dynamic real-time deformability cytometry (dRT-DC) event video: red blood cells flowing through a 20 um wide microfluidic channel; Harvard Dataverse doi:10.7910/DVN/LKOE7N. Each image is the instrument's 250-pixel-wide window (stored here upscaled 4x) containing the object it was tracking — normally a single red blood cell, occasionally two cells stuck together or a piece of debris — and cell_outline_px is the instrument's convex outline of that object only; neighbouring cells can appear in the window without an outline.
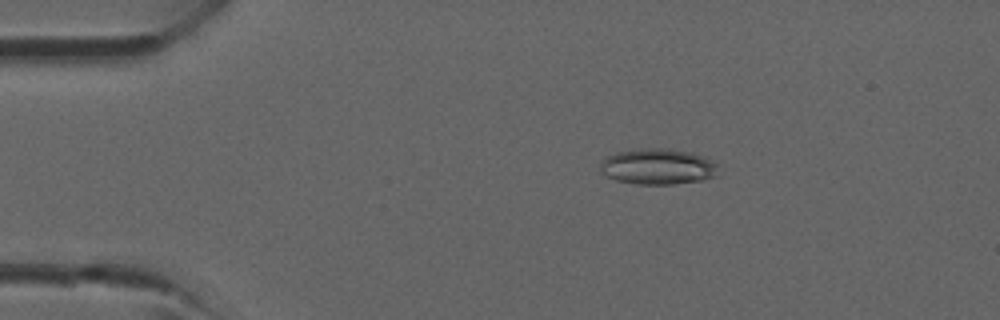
{"species": "common noctule bat (a hibernating species)", "species_latin": "Nyctalus noctula", "temperature_condition": "room temperature", "stored_images_in_passage": 40, "camera_frame_rate_fps": 3000, "um_per_image_px": 0.085, "animal": {"sex": "male", "forearm_length_mm": 52.5}, "frame": {"image": 1, "passage_image": 7, "time_ms": 2.0, "image_size_px": [1000, 320], "cell_outline_px": [[720, 176], [700, 180], [672, 184], [636, 184], [616, 180], [604, 176], [600, 172], [600, 160], [604, 156], [616, 152], [640, 148], [668, 148], [692, 152], [704, 156], [712, 160], [716, 164]], "centroid_in_image_um": [55.89, 14.15], "position_along_channel_um": 29.1, "area_um2": 25.2}}
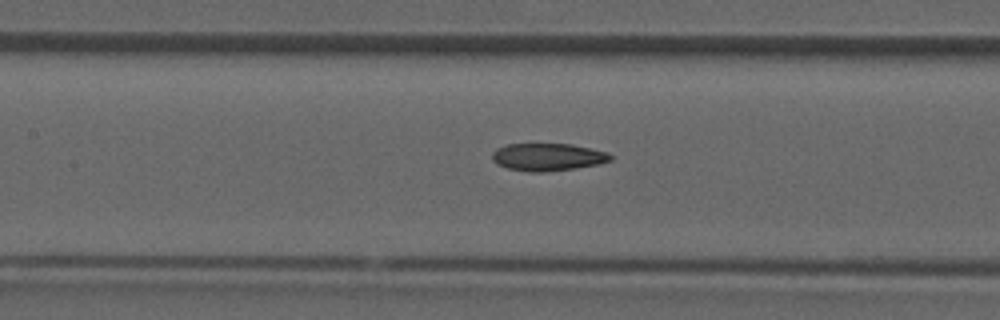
{"frame": {"image": 2, "passage_image": 18, "time_ms": 5.667, "image_size_px": [1000, 320], "cell_outline_px": [[612, 160], [600, 164], [576, 168], [544, 172], [528, 172], [508, 168], [496, 164], [492, 160], [492, 152], [496, 148], [508, 144], [572, 144], [592, 148], [608, 152], [612, 156]], "centroid_in_image_um": [46.57, 13.35], "position_along_channel_um": 160.8, "area_um2": 19.19}}
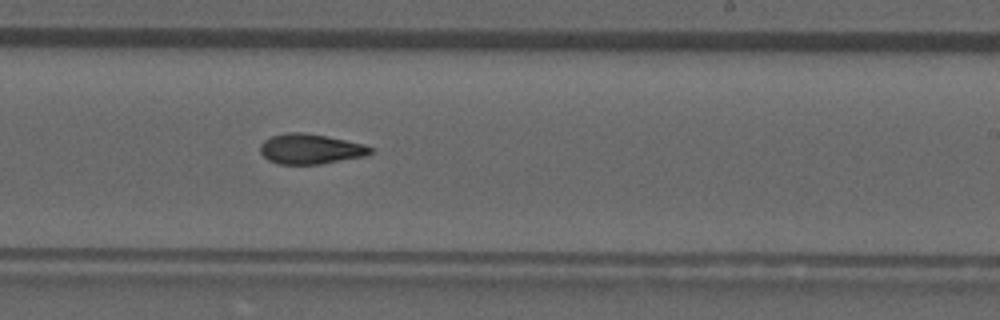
{"frame": {"image": 3, "passage_image": 24, "time_ms": 7.667, "image_size_px": [1000, 320], "cell_outline_px": [[372, 152], [364, 156], [320, 164], [280, 164], [268, 160], [260, 152], [260, 144], [264, 140], [272, 136], [288, 132], [304, 132], [364, 144], [372, 148]], "centroid_in_image_um": [26.35, 12.66], "position_along_channel_um": 262.6, "area_um2": 19.13}}